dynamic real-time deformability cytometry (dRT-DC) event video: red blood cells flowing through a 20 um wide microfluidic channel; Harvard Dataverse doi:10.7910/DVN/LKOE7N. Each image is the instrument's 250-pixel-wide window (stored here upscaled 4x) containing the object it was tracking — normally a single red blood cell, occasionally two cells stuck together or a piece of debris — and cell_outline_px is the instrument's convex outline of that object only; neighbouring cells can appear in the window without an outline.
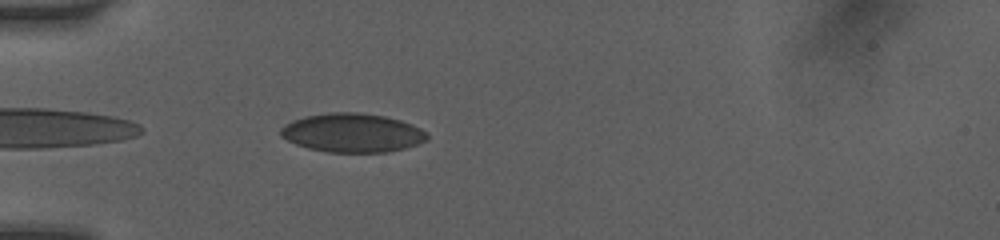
{"species": "human", "species_latin": "Homo sapiens", "temperature_condition": "room temperature", "stored_images_in_passage": 51, "camera_frame_rate_fps": 3000, "um_per_image_px": 0.085, "donor": {"sex": "female"}, "frame": {"image": 1, "passage_image": 2, "time_ms": 0.333, "image_size_px": [1000, 240], "cell_outline_px": [[428, 140], [404, 148], [388, 152], [328, 152], [308, 148], [296, 144], [280, 136], [280, 128], [284, 124], [292, 120], [304, 116], [332, 112], [360, 112], [384, 116], [400, 120], [412, 124], [428, 132]], "centroid_in_image_um": [29.94, 11.28], "position_along_channel_um": 55.1, "area_um2": 33.29}}
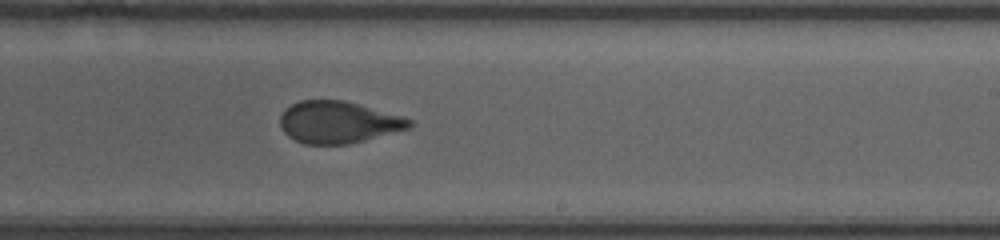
{"frame": {"image": 2, "passage_image": 23, "time_ms": 5.667, "image_size_px": [1000, 240], "cell_outline_px": [[412, 128], [348, 144], [304, 144], [288, 136], [280, 128], [280, 116], [292, 104], [300, 100], [344, 100], [400, 116], [412, 120]], "centroid_in_image_um": [28.74, 10.4], "position_along_channel_um": 260.3, "area_um2": 31.33}}
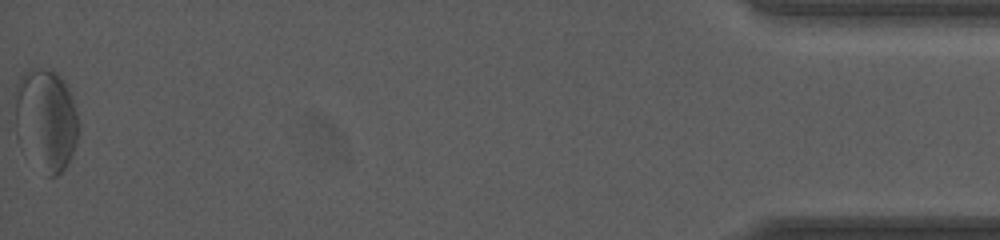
{"frame": {"image": 3, "passage_image": 50, "time_ms": 12.0, "image_size_px": [1000, 240], "cell_outline_px": [[76, 144], [68, 164], [56, 176], [48, 176], [16, 136], [16, 84], [20, 76], [24, 72], [32, 68], [44, 68], [56, 72], [64, 80], [68, 88], [76, 112]], "centroid_in_image_um": [3.9, 10.11], "position_along_channel_um": 431.3, "area_um2": 36.82}, "authors_computed_cell_mechanics": {"area_um2": 32.8304, "velocity_mm_per_s": 4.0932, "shape_relaxation_time_tau1_ms": 7.7811, "shape_relaxation_time_tau2_ms": 0.8839, "deformation_change_tau1": 0.1529, "deformation_change_tau2": 0.0614}}